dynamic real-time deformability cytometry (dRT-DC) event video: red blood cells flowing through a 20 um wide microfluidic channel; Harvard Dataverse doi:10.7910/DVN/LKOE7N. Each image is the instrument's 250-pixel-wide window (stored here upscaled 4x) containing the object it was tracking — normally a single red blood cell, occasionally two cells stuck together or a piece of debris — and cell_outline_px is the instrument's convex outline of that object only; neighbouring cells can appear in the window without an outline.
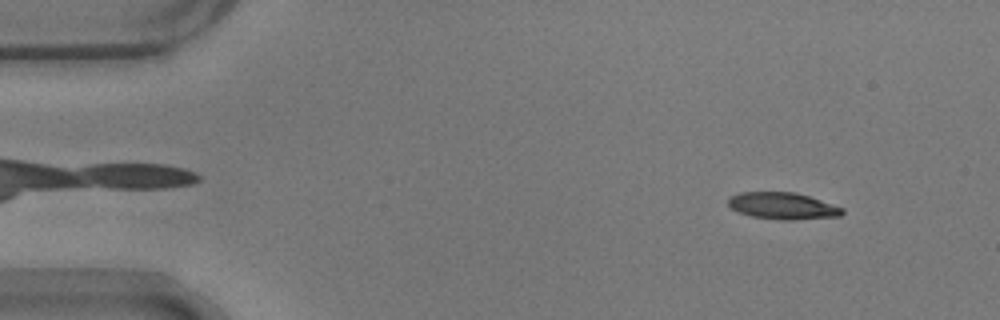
{"species": "common noctule bat (a hibernating species)", "species_latin": "Nyctalus noctula", "temperature_condition": "warm", "stored_images_in_passage": 9, "camera_frame_rate_fps": 3000, "um_per_image_px": 0.085, "animal": {"sex": "male", "body_mass_g": 17.9}, "frame": {"image": 1, "passage_image": 6, "time_ms": 1.667, "image_size_px": [1000, 320], "cell_outline_px": [[844, 212], [840, 216], [792, 220], [780, 220], [752, 216], [736, 212], [728, 204], [728, 200], [732, 196], [740, 192], [796, 192], [844, 208]], "centroid_in_image_um": [66.53, 17.5], "position_along_channel_um": 18.5, "area_um2": 17.74}}